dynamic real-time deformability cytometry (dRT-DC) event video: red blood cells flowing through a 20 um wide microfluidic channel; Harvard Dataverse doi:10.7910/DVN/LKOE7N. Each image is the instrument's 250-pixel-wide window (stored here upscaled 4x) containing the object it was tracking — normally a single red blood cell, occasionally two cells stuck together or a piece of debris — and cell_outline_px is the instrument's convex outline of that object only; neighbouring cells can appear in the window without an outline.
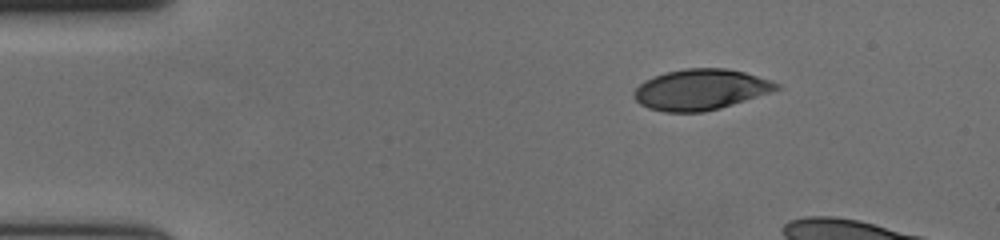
{"species": "human", "species_latin": "Homo sapiens", "temperature_condition": "cold", "stored_images_in_passage": 42, "camera_frame_rate_fps": 3000, "um_per_image_px": 0.085, "donor": {"sex": "female"}, "frame": {"image": 1, "passage_image": 1, "time_ms": 0.0, "image_size_px": [1000, 240], "cell_outline_px": [[784, 88], [772, 92], [720, 108], [704, 112], [664, 112], [648, 108], [640, 104], [632, 96], [632, 92], [644, 80], [652, 76], [664, 72], [684, 68], [728, 68], [744, 72], [772, 80], [780, 84]], "centroid_in_image_um": [59.56, 7.6], "position_along_channel_um": 25.4, "area_um2": 34.28}}
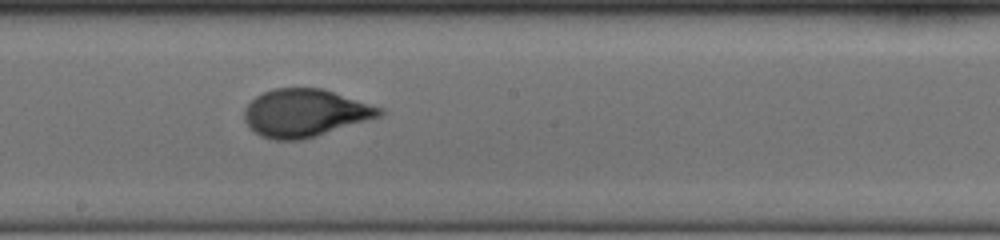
{"frame": {"image": 2, "passage_image": 24, "time_ms": 7.667, "image_size_px": [1000, 240], "cell_outline_px": [[384, 112], [380, 116], [300, 140], [272, 140], [260, 136], [244, 120], [244, 108], [256, 96], [272, 88], [324, 88], [384, 108]], "centroid_in_image_um": [25.91, 9.58], "position_along_channel_um": 222.3, "area_um2": 37.34}}
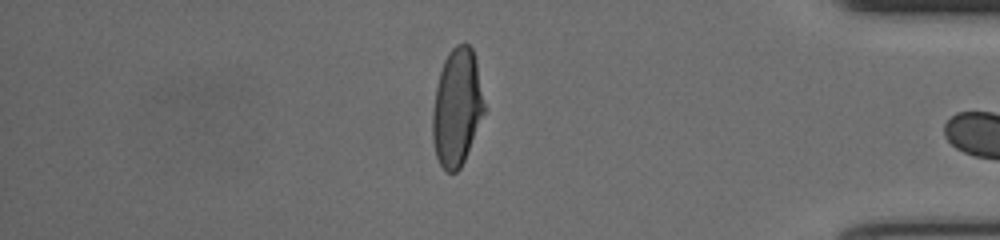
{"frame": {"image": 3, "passage_image": 41, "time_ms": 13.333, "image_size_px": [1000, 240], "cell_outline_px": [[484, 112], [464, 160], [460, 168], [456, 172], [448, 172], [440, 164], [436, 156], [432, 140], [432, 112], [436, 88], [440, 72], [444, 60], [448, 52], [456, 44], [468, 44], [472, 48], [476, 60], [484, 104]], "centroid_in_image_um": [38.81, 9.12], "position_along_channel_um": 396.4, "area_um2": 34.91}, "authors_computed_cell_mechanics": {"area_um2": 36.7319, "velocity_mm_per_s": 3.6238, "shape_relaxation_time_tau1_ms": 3.4574, "shape_relaxation_time_tau2_ms": null, "deformation_change_tau1": 0.167, "deformation_change_tau2": null}}